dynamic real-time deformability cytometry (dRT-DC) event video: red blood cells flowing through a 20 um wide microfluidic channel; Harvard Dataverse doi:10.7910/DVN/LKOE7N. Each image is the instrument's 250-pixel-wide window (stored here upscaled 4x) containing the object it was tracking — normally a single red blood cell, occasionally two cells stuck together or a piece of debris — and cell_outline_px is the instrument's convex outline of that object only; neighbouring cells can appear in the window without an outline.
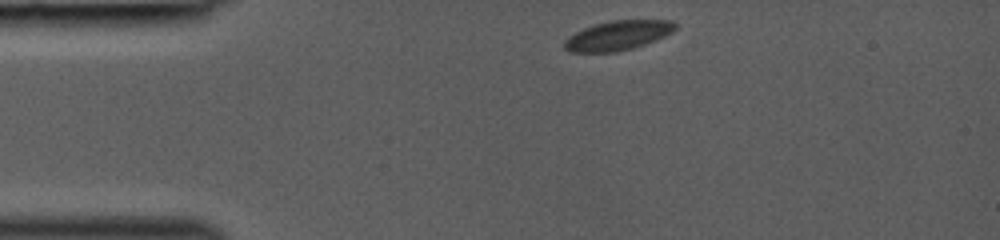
{"species": "common noctule bat (a hibernating species)", "species_latin": "Nyctalus noctula", "temperature_condition": "room temperature", "stored_images_in_passage": 34, "camera_frame_rate_fps": 3000, "um_per_image_px": 0.085, "animal": {"sex": "female", "body_mass_g": 19.0, "forearm_length_mm": 53.3}, "frame": {"image": 1, "passage_image": 1, "time_ms": 0.0, "image_size_px": [1000, 240], "cell_outline_px": [[676, 28], [672, 32], [656, 40], [632, 48], [616, 52], [568, 52], [564, 48], [564, 40], [568, 36], [584, 28], [596, 24], [612, 20], [672, 20], [676, 24]], "centroid_in_image_um": [52.5, 3.02], "position_along_channel_um": 32.5, "area_um2": 19.02}}
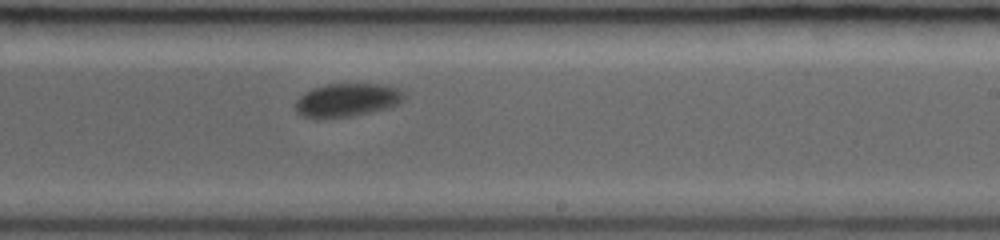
{"frame": {"image": 2, "passage_image": 20, "time_ms": 6.333, "image_size_px": [1000, 240], "cell_outline_px": [[404, 100], [400, 104], [388, 108], [348, 116], [316, 120], [304, 116], [296, 112], [296, 100], [304, 92], [312, 88], [328, 84], [384, 84], [400, 88], [404, 92]], "centroid_in_image_um": [29.5, 8.5], "position_along_channel_um": 259.5, "area_um2": 21.39}}
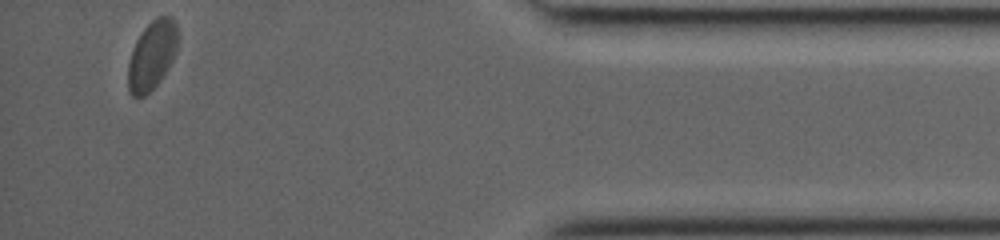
{"frame": {"image": 3, "passage_image": 34, "time_ms": 11.0, "image_size_px": [1000, 240], "cell_outline_px": [[180, 36], [176, 52], [172, 60], [160, 80], [144, 96], [132, 96], [128, 92], [128, 64], [136, 40], [144, 28], [156, 16], [172, 16], [176, 20], [180, 32]], "centroid_in_image_um": [12.96, 4.63], "position_along_channel_um": 422.2, "area_um2": 20.17}}